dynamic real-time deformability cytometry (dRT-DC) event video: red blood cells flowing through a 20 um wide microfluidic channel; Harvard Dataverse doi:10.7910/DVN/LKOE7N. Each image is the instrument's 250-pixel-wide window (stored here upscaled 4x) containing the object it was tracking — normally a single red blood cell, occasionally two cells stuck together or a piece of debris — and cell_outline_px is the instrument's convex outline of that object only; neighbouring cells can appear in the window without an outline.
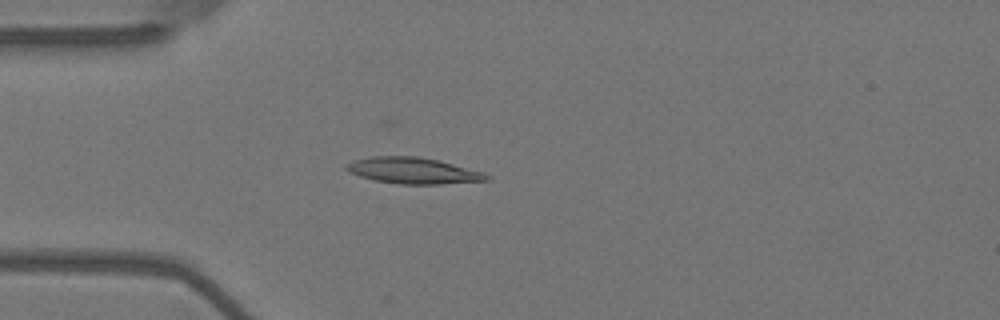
{"species": "Egyptian fruit bat (a non-hibernating species)", "species_latin": "Rousettus aegyptiacus", "temperature_condition": "warm", "stored_images_in_passage": 54, "camera_frame_rate_fps": 3000, "um_per_image_px": 0.085, "animal": {"sex": "female"}, "frame": {"image": 1, "passage_image": 14, "time_ms": 4.333, "image_size_px": [1000, 320], "cell_outline_px": [[492, 180], [440, 184], [400, 184], [372, 180], [348, 172], [344, 168], [344, 164], [356, 160], [372, 156], [416, 156], [440, 160], [484, 172], [492, 176]], "centroid_in_image_um": [35.14, 14.5], "position_along_channel_um": 49.9, "area_um2": 21.68}}
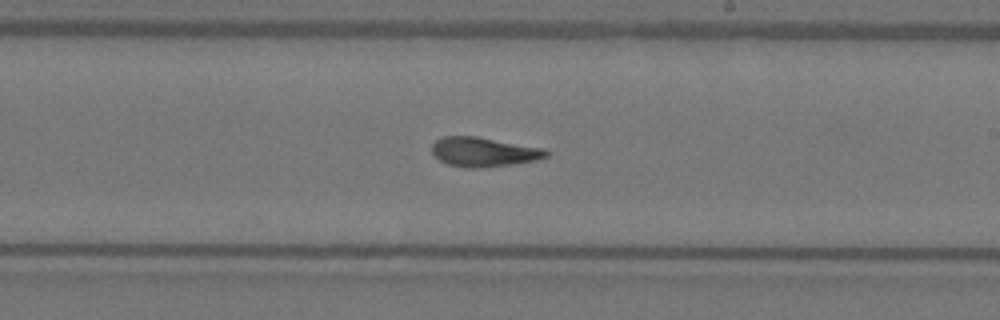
{"frame": {"image": 2, "passage_image": 31, "time_ms": 10.0, "image_size_px": [1000, 320], "cell_outline_px": [[548, 156], [540, 160], [512, 164], [480, 168], [464, 168], [448, 164], [440, 160], [432, 152], [432, 144], [440, 136], [476, 136], [544, 148], [548, 152]], "centroid_in_image_um": [41.12, 12.91], "position_along_channel_um": 247.9, "area_um2": 19.71}}
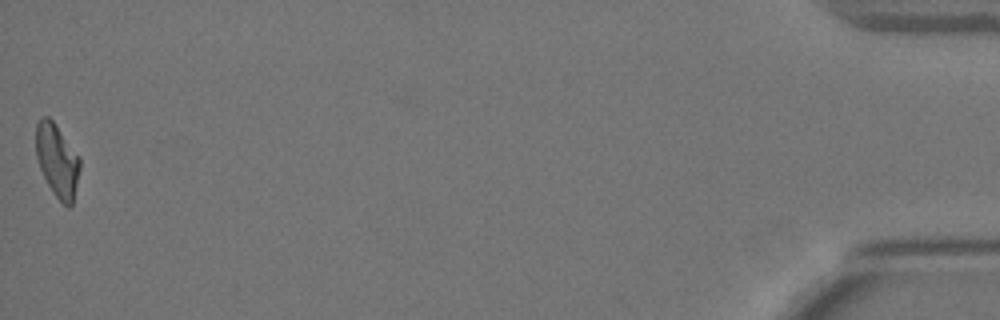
{"frame": {"image": 3, "passage_image": 54, "time_ms": 17.667, "image_size_px": [1000, 320], "cell_outline_px": [[80, 168], [72, 204], [68, 208], [52, 192], [40, 168], [36, 156], [36, 124], [40, 116], [48, 116], [56, 124], [80, 156]], "centroid_in_image_um": [4.86, 13.6], "position_along_channel_um": 430.3, "area_um2": 18.73}, "authors_computed_cell_mechanics": {"area_um2": 19.7387, "velocity_mm_per_s": 3.6692, "shape_relaxation_time_tau1_ms": null, "shape_relaxation_time_tau2_ms": 2.4057, "deformation_change_tau1": null, "deformation_change_tau2": 0.0994}}